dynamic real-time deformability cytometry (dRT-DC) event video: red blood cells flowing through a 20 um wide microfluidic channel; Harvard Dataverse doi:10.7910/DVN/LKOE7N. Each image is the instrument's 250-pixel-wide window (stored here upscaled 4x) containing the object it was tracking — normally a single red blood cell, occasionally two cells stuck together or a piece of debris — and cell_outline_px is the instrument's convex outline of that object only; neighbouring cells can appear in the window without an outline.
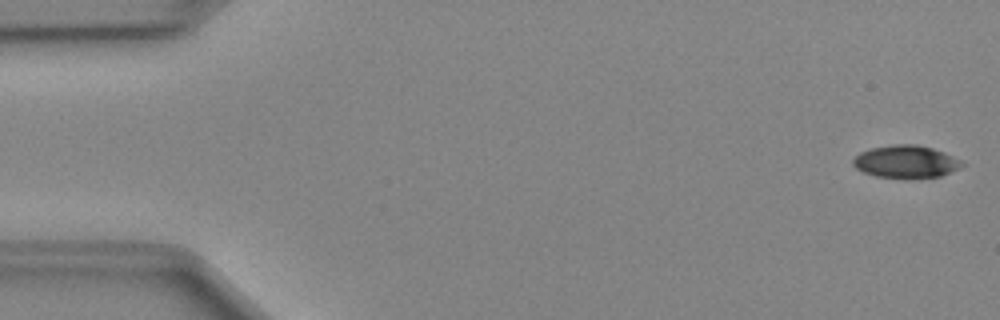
{"species": "Egyptian fruit bat (a non-hibernating species)", "species_latin": "Rousettus aegyptiacus", "temperature_condition": "cold", "stored_images_in_passage": 46, "camera_frame_rate_fps": 3000, "um_per_image_px": 0.085, "animal": {"sex": "female"}, "frame": {"image": 1, "passage_image": 1, "time_ms": 0.0, "image_size_px": [1000, 320], "cell_outline_px": [[964, 164], [960, 168], [940, 176], [912, 180], [908, 180], [876, 176], [864, 172], [856, 168], [852, 164], [852, 160], [860, 152], [868, 148], [892, 144], [916, 144], [932, 148], [944, 152], [960, 160]], "centroid_in_image_um": [76.98, 13.76], "position_along_channel_um": 8.0, "area_um2": 21.15}}
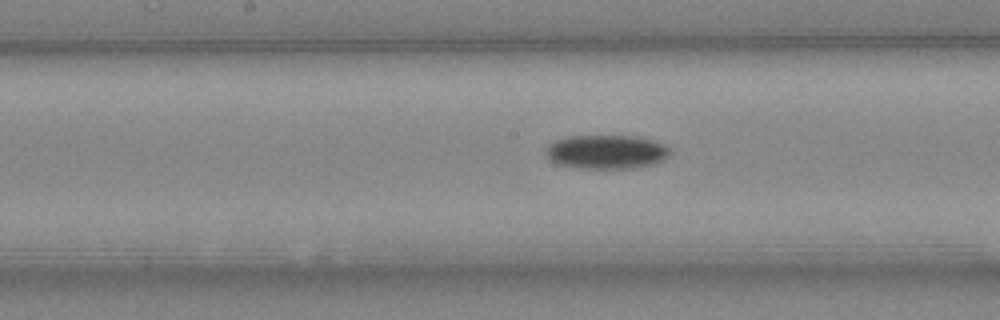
{"frame": {"image": 2, "passage_image": 25, "time_ms": 8.0, "image_size_px": [1000, 320], "cell_outline_px": [[672, 152], [664, 160], [652, 164], [632, 168], [576, 168], [556, 164], [548, 160], [544, 152], [556, 140], [568, 136], [632, 136], [652, 140], [664, 144]], "centroid_in_image_um": [51.53, 12.92], "position_along_channel_um": 196.7, "area_um2": 24.57}}
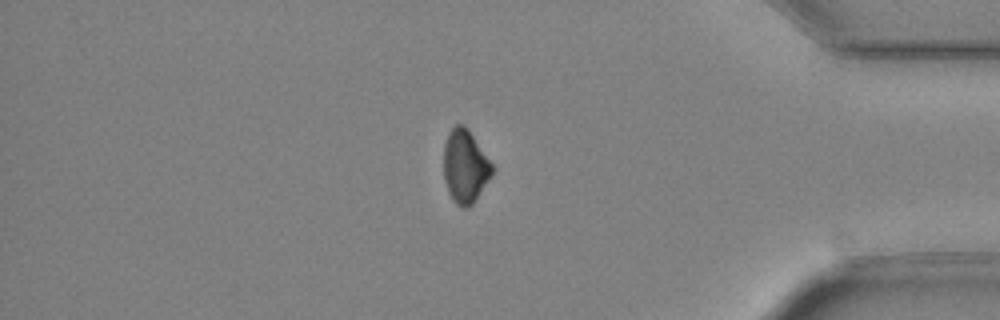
{"frame": {"image": 3, "passage_image": 42, "time_ms": 13.667, "image_size_px": [1000, 320], "cell_outline_px": [[492, 172], [472, 204], [468, 208], [464, 208], [456, 204], [452, 200], [448, 192], [444, 180], [444, 144], [448, 132], [456, 124], [464, 124], [468, 128], [492, 164]], "centroid_in_image_um": [39.49, 14.12], "position_along_channel_um": 395.7, "area_um2": 20.4}, "authors_computed_cell_mechanics": {"area_um2": 22.4264, "velocity_mm_per_s": 4.047, "shape_relaxation_time_tau1_ms": 2.1422, "shape_relaxation_time_tau2_ms": null, "deformation_change_tau1": 0.0952, "deformation_change_tau2": null}}